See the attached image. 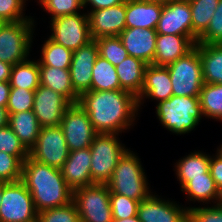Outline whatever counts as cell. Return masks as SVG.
Returning a JSON list of instances; mask_svg holds the SVG:
<instances>
[{
  "mask_svg": "<svg viewBox=\"0 0 222 222\" xmlns=\"http://www.w3.org/2000/svg\"><path fill=\"white\" fill-rule=\"evenodd\" d=\"M78 103L98 133L121 134L129 130L140 111L137 98L125 90L88 91Z\"/></svg>",
  "mask_w": 222,
  "mask_h": 222,
  "instance_id": "1",
  "label": "cell"
},
{
  "mask_svg": "<svg viewBox=\"0 0 222 222\" xmlns=\"http://www.w3.org/2000/svg\"><path fill=\"white\" fill-rule=\"evenodd\" d=\"M31 193L37 213L69 204L73 191L66 184L61 169L39 163L30 156L22 164V179Z\"/></svg>",
  "mask_w": 222,
  "mask_h": 222,
  "instance_id": "2",
  "label": "cell"
},
{
  "mask_svg": "<svg viewBox=\"0 0 222 222\" xmlns=\"http://www.w3.org/2000/svg\"><path fill=\"white\" fill-rule=\"evenodd\" d=\"M156 116L161 125L168 131L182 135L195 130L204 117L200 98L174 96L156 105Z\"/></svg>",
  "mask_w": 222,
  "mask_h": 222,
  "instance_id": "3",
  "label": "cell"
},
{
  "mask_svg": "<svg viewBox=\"0 0 222 222\" xmlns=\"http://www.w3.org/2000/svg\"><path fill=\"white\" fill-rule=\"evenodd\" d=\"M130 148L120 158L114 168L112 178L106 183L110 193L124 195L142 201L153 192L150 191L141 159Z\"/></svg>",
  "mask_w": 222,
  "mask_h": 222,
  "instance_id": "4",
  "label": "cell"
},
{
  "mask_svg": "<svg viewBox=\"0 0 222 222\" xmlns=\"http://www.w3.org/2000/svg\"><path fill=\"white\" fill-rule=\"evenodd\" d=\"M116 133H98L93 139L90 152L91 178L94 183H107L120 158L128 150Z\"/></svg>",
  "mask_w": 222,
  "mask_h": 222,
  "instance_id": "5",
  "label": "cell"
},
{
  "mask_svg": "<svg viewBox=\"0 0 222 222\" xmlns=\"http://www.w3.org/2000/svg\"><path fill=\"white\" fill-rule=\"evenodd\" d=\"M174 96L199 97L204 85L199 43L183 57L166 65Z\"/></svg>",
  "mask_w": 222,
  "mask_h": 222,
  "instance_id": "6",
  "label": "cell"
},
{
  "mask_svg": "<svg viewBox=\"0 0 222 222\" xmlns=\"http://www.w3.org/2000/svg\"><path fill=\"white\" fill-rule=\"evenodd\" d=\"M34 20L6 22L0 28V60L11 65L27 60L33 43Z\"/></svg>",
  "mask_w": 222,
  "mask_h": 222,
  "instance_id": "7",
  "label": "cell"
},
{
  "mask_svg": "<svg viewBox=\"0 0 222 222\" xmlns=\"http://www.w3.org/2000/svg\"><path fill=\"white\" fill-rule=\"evenodd\" d=\"M80 222H113L110 190L105 183H94L73 191Z\"/></svg>",
  "mask_w": 222,
  "mask_h": 222,
  "instance_id": "8",
  "label": "cell"
},
{
  "mask_svg": "<svg viewBox=\"0 0 222 222\" xmlns=\"http://www.w3.org/2000/svg\"><path fill=\"white\" fill-rule=\"evenodd\" d=\"M31 193L22 180L3 182L0 222H37Z\"/></svg>",
  "mask_w": 222,
  "mask_h": 222,
  "instance_id": "9",
  "label": "cell"
},
{
  "mask_svg": "<svg viewBox=\"0 0 222 222\" xmlns=\"http://www.w3.org/2000/svg\"><path fill=\"white\" fill-rule=\"evenodd\" d=\"M51 35L54 42L75 51L88 44L91 38L87 13H75L50 20Z\"/></svg>",
  "mask_w": 222,
  "mask_h": 222,
  "instance_id": "10",
  "label": "cell"
},
{
  "mask_svg": "<svg viewBox=\"0 0 222 222\" xmlns=\"http://www.w3.org/2000/svg\"><path fill=\"white\" fill-rule=\"evenodd\" d=\"M70 151L60 126L41 127L35 146L29 156L43 164L61 169Z\"/></svg>",
  "mask_w": 222,
  "mask_h": 222,
  "instance_id": "11",
  "label": "cell"
},
{
  "mask_svg": "<svg viewBox=\"0 0 222 222\" xmlns=\"http://www.w3.org/2000/svg\"><path fill=\"white\" fill-rule=\"evenodd\" d=\"M59 126L63 131L69 151L90 147L98 134L88 113L79 103L71 104L66 109Z\"/></svg>",
  "mask_w": 222,
  "mask_h": 222,
  "instance_id": "12",
  "label": "cell"
},
{
  "mask_svg": "<svg viewBox=\"0 0 222 222\" xmlns=\"http://www.w3.org/2000/svg\"><path fill=\"white\" fill-rule=\"evenodd\" d=\"M160 197L152 193L139 202L137 216L141 222H189V206Z\"/></svg>",
  "mask_w": 222,
  "mask_h": 222,
  "instance_id": "13",
  "label": "cell"
},
{
  "mask_svg": "<svg viewBox=\"0 0 222 222\" xmlns=\"http://www.w3.org/2000/svg\"><path fill=\"white\" fill-rule=\"evenodd\" d=\"M71 103L59 93L39 85L35 90L33 112L41 127L59 126Z\"/></svg>",
  "mask_w": 222,
  "mask_h": 222,
  "instance_id": "14",
  "label": "cell"
},
{
  "mask_svg": "<svg viewBox=\"0 0 222 222\" xmlns=\"http://www.w3.org/2000/svg\"><path fill=\"white\" fill-rule=\"evenodd\" d=\"M156 31L159 34L183 35L193 38L189 1L169 0L163 4Z\"/></svg>",
  "mask_w": 222,
  "mask_h": 222,
  "instance_id": "15",
  "label": "cell"
},
{
  "mask_svg": "<svg viewBox=\"0 0 222 222\" xmlns=\"http://www.w3.org/2000/svg\"><path fill=\"white\" fill-rule=\"evenodd\" d=\"M98 56L99 49L95 40L73 51L69 72L74 92L79 97L91 91L92 69Z\"/></svg>",
  "mask_w": 222,
  "mask_h": 222,
  "instance_id": "16",
  "label": "cell"
},
{
  "mask_svg": "<svg viewBox=\"0 0 222 222\" xmlns=\"http://www.w3.org/2000/svg\"><path fill=\"white\" fill-rule=\"evenodd\" d=\"M91 38L118 36L125 28L126 2L87 11Z\"/></svg>",
  "mask_w": 222,
  "mask_h": 222,
  "instance_id": "17",
  "label": "cell"
},
{
  "mask_svg": "<svg viewBox=\"0 0 222 222\" xmlns=\"http://www.w3.org/2000/svg\"><path fill=\"white\" fill-rule=\"evenodd\" d=\"M128 55L141 59L146 64L153 63L157 31L149 28H125L119 35Z\"/></svg>",
  "mask_w": 222,
  "mask_h": 222,
  "instance_id": "18",
  "label": "cell"
},
{
  "mask_svg": "<svg viewBox=\"0 0 222 222\" xmlns=\"http://www.w3.org/2000/svg\"><path fill=\"white\" fill-rule=\"evenodd\" d=\"M91 158L90 147L70 151L61 172L66 184L72 191L94 184L90 170Z\"/></svg>",
  "mask_w": 222,
  "mask_h": 222,
  "instance_id": "19",
  "label": "cell"
},
{
  "mask_svg": "<svg viewBox=\"0 0 222 222\" xmlns=\"http://www.w3.org/2000/svg\"><path fill=\"white\" fill-rule=\"evenodd\" d=\"M173 95L169 70L166 66L147 65L144 85L137 97L138 108L149 98L157 103L169 99Z\"/></svg>",
  "mask_w": 222,
  "mask_h": 222,
  "instance_id": "20",
  "label": "cell"
},
{
  "mask_svg": "<svg viewBox=\"0 0 222 222\" xmlns=\"http://www.w3.org/2000/svg\"><path fill=\"white\" fill-rule=\"evenodd\" d=\"M197 42L190 36L157 33L152 65L166 66L190 52Z\"/></svg>",
  "mask_w": 222,
  "mask_h": 222,
  "instance_id": "21",
  "label": "cell"
},
{
  "mask_svg": "<svg viewBox=\"0 0 222 222\" xmlns=\"http://www.w3.org/2000/svg\"><path fill=\"white\" fill-rule=\"evenodd\" d=\"M162 9V3L126 0V28L156 29Z\"/></svg>",
  "mask_w": 222,
  "mask_h": 222,
  "instance_id": "22",
  "label": "cell"
},
{
  "mask_svg": "<svg viewBox=\"0 0 222 222\" xmlns=\"http://www.w3.org/2000/svg\"><path fill=\"white\" fill-rule=\"evenodd\" d=\"M147 65L141 59L129 55L119 63L115 68L122 90L130 92L137 98L144 85Z\"/></svg>",
  "mask_w": 222,
  "mask_h": 222,
  "instance_id": "23",
  "label": "cell"
},
{
  "mask_svg": "<svg viewBox=\"0 0 222 222\" xmlns=\"http://www.w3.org/2000/svg\"><path fill=\"white\" fill-rule=\"evenodd\" d=\"M39 71L40 85L59 93L71 104L78 103L79 96L74 92L69 69L39 66Z\"/></svg>",
  "mask_w": 222,
  "mask_h": 222,
  "instance_id": "24",
  "label": "cell"
},
{
  "mask_svg": "<svg viewBox=\"0 0 222 222\" xmlns=\"http://www.w3.org/2000/svg\"><path fill=\"white\" fill-rule=\"evenodd\" d=\"M189 201L205 204L222 202V194L218 190L210 170L205 177H188V183L181 189Z\"/></svg>",
  "mask_w": 222,
  "mask_h": 222,
  "instance_id": "25",
  "label": "cell"
},
{
  "mask_svg": "<svg viewBox=\"0 0 222 222\" xmlns=\"http://www.w3.org/2000/svg\"><path fill=\"white\" fill-rule=\"evenodd\" d=\"M8 115V125L18 136L25 148L30 151L35 146L41 130V126L33 110Z\"/></svg>",
  "mask_w": 222,
  "mask_h": 222,
  "instance_id": "26",
  "label": "cell"
},
{
  "mask_svg": "<svg viewBox=\"0 0 222 222\" xmlns=\"http://www.w3.org/2000/svg\"><path fill=\"white\" fill-rule=\"evenodd\" d=\"M210 154L198 150L179 159L175 163V173L181 189L188 183V177H205L209 171Z\"/></svg>",
  "mask_w": 222,
  "mask_h": 222,
  "instance_id": "27",
  "label": "cell"
},
{
  "mask_svg": "<svg viewBox=\"0 0 222 222\" xmlns=\"http://www.w3.org/2000/svg\"><path fill=\"white\" fill-rule=\"evenodd\" d=\"M203 81L222 84V44L199 43Z\"/></svg>",
  "mask_w": 222,
  "mask_h": 222,
  "instance_id": "28",
  "label": "cell"
},
{
  "mask_svg": "<svg viewBox=\"0 0 222 222\" xmlns=\"http://www.w3.org/2000/svg\"><path fill=\"white\" fill-rule=\"evenodd\" d=\"M9 83L11 87L36 90L40 85V71L37 60L16 63L12 66Z\"/></svg>",
  "mask_w": 222,
  "mask_h": 222,
  "instance_id": "29",
  "label": "cell"
},
{
  "mask_svg": "<svg viewBox=\"0 0 222 222\" xmlns=\"http://www.w3.org/2000/svg\"><path fill=\"white\" fill-rule=\"evenodd\" d=\"M122 90L116 68L98 56L92 69L91 91Z\"/></svg>",
  "mask_w": 222,
  "mask_h": 222,
  "instance_id": "30",
  "label": "cell"
},
{
  "mask_svg": "<svg viewBox=\"0 0 222 222\" xmlns=\"http://www.w3.org/2000/svg\"><path fill=\"white\" fill-rule=\"evenodd\" d=\"M73 51L61 44L54 42L48 37L41 47V58L38 59L39 66H50L61 69H69L71 66Z\"/></svg>",
  "mask_w": 222,
  "mask_h": 222,
  "instance_id": "31",
  "label": "cell"
},
{
  "mask_svg": "<svg viewBox=\"0 0 222 222\" xmlns=\"http://www.w3.org/2000/svg\"><path fill=\"white\" fill-rule=\"evenodd\" d=\"M189 3L193 24V39L197 42L198 37L207 29L219 0H190Z\"/></svg>",
  "mask_w": 222,
  "mask_h": 222,
  "instance_id": "32",
  "label": "cell"
},
{
  "mask_svg": "<svg viewBox=\"0 0 222 222\" xmlns=\"http://www.w3.org/2000/svg\"><path fill=\"white\" fill-rule=\"evenodd\" d=\"M199 98L203 116L222 121V84L204 83Z\"/></svg>",
  "mask_w": 222,
  "mask_h": 222,
  "instance_id": "33",
  "label": "cell"
},
{
  "mask_svg": "<svg viewBox=\"0 0 222 222\" xmlns=\"http://www.w3.org/2000/svg\"><path fill=\"white\" fill-rule=\"evenodd\" d=\"M95 41L98 45L99 56L108 60L114 67L128 56L118 36L100 37Z\"/></svg>",
  "mask_w": 222,
  "mask_h": 222,
  "instance_id": "34",
  "label": "cell"
},
{
  "mask_svg": "<svg viewBox=\"0 0 222 222\" xmlns=\"http://www.w3.org/2000/svg\"><path fill=\"white\" fill-rule=\"evenodd\" d=\"M0 151L16 156L22 163L29 157V151L9 125L0 128Z\"/></svg>",
  "mask_w": 222,
  "mask_h": 222,
  "instance_id": "35",
  "label": "cell"
},
{
  "mask_svg": "<svg viewBox=\"0 0 222 222\" xmlns=\"http://www.w3.org/2000/svg\"><path fill=\"white\" fill-rule=\"evenodd\" d=\"M37 3L44 8L43 11L51 15V20L84 10L83 0H40Z\"/></svg>",
  "mask_w": 222,
  "mask_h": 222,
  "instance_id": "36",
  "label": "cell"
},
{
  "mask_svg": "<svg viewBox=\"0 0 222 222\" xmlns=\"http://www.w3.org/2000/svg\"><path fill=\"white\" fill-rule=\"evenodd\" d=\"M37 222H80L76 204H69L47 209L38 213Z\"/></svg>",
  "mask_w": 222,
  "mask_h": 222,
  "instance_id": "37",
  "label": "cell"
},
{
  "mask_svg": "<svg viewBox=\"0 0 222 222\" xmlns=\"http://www.w3.org/2000/svg\"><path fill=\"white\" fill-rule=\"evenodd\" d=\"M34 95L35 90L11 87L6 107L8 114L33 110Z\"/></svg>",
  "mask_w": 222,
  "mask_h": 222,
  "instance_id": "38",
  "label": "cell"
},
{
  "mask_svg": "<svg viewBox=\"0 0 222 222\" xmlns=\"http://www.w3.org/2000/svg\"><path fill=\"white\" fill-rule=\"evenodd\" d=\"M110 204L113 219H125L137 216L139 201L124 195L110 193Z\"/></svg>",
  "mask_w": 222,
  "mask_h": 222,
  "instance_id": "39",
  "label": "cell"
},
{
  "mask_svg": "<svg viewBox=\"0 0 222 222\" xmlns=\"http://www.w3.org/2000/svg\"><path fill=\"white\" fill-rule=\"evenodd\" d=\"M22 164L16 156L0 151V182L21 180Z\"/></svg>",
  "mask_w": 222,
  "mask_h": 222,
  "instance_id": "40",
  "label": "cell"
},
{
  "mask_svg": "<svg viewBox=\"0 0 222 222\" xmlns=\"http://www.w3.org/2000/svg\"><path fill=\"white\" fill-rule=\"evenodd\" d=\"M197 43L222 44V0H219L207 29L198 37Z\"/></svg>",
  "mask_w": 222,
  "mask_h": 222,
  "instance_id": "41",
  "label": "cell"
},
{
  "mask_svg": "<svg viewBox=\"0 0 222 222\" xmlns=\"http://www.w3.org/2000/svg\"><path fill=\"white\" fill-rule=\"evenodd\" d=\"M27 0H0V17L6 22H19L34 20L31 16H25V3Z\"/></svg>",
  "mask_w": 222,
  "mask_h": 222,
  "instance_id": "42",
  "label": "cell"
},
{
  "mask_svg": "<svg viewBox=\"0 0 222 222\" xmlns=\"http://www.w3.org/2000/svg\"><path fill=\"white\" fill-rule=\"evenodd\" d=\"M189 222H222V202L210 207H189Z\"/></svg>",
  "mask_w": 222,
  "mask_h": 222,
  "instance_id": "43",
  "label": "cell"
},
{
  "mask_svg": "<svg viewBox=\"0 0 222 222\" xmlns=\"http://www.w3.org/2000/svg\"><path fill=\"white\" fill-rule=\"evenodd\" d=\"M209 170L218 190L222 194V156L217 151L214 156L213 154L212 156L210 155Z\"/></svg>",
  "mask_w": 222,
  "mask_h": 222,
  "instance_id": "44",
  "label": "cell"
},
{
  "mask_svg": "<svg viewBox=\"0 0 222 222\" xmlns=\"http://www.w3.org/2000/svg\"><path fill=\"white\" fill-rule=\"evenodd\" d=\"M126 0H83V7L86 9L89 5L91 10L103 9L124 3Z\"/></svg>",
  "mask_w": 222,
  "mask_h": 222,
  "instance_id": "45",
  "label": "cell"
},
{
  "mask_svg": "<svg viewBox=\"0 0 222 222\" xmlns=\"http://www.w3.org/2000/svg\"><path fill=\"white\" fill-rule=\"evenodd\" d=\"M10 89L11 86L9 81L0 82V106L7 107Z\"/></svg>",
  "mask_w": 222,
  "mask_h": 222,
  "instance_id": "46",
  "label": "cell"
},
{
  "mask_svg": "<svg viewBox=\"0 0 222 222\" xmlns=\"http://www.w3.org/2000/svg\"><path fill=\"white\" fill-rule=\"evenodd\" d=\"M12 66L13 65L0 60V82L9 81Z\"/></svg>",
  "mask_w": 222,
  "mask_h": 222,
  "instance_id": "47",
  "label": "cell"
},
{
  "mask_svg": "<svg viewBox=\"0 0 222 222\" xmlns=\"http://www.w3.org/2000/svg\"><path fill=\"white\" fill-rule=\"evenodd\" d=\"M9 115L5 107L0 106V128L8 125Z\"/></svg>",
  "mask_w": 222,
  "mask_h": 222,
  "instance_id": "48",
  "label": "cell"
},
{
  "mask_svg": "<svg viewBox=\"0 0 222 222\" xmlns=\"http://www.w3.org/2000/svg\"><path fill=\"white\" fill-rule=\"evenodd\" d=\"M113 222H141V221L138 219V216H133L125 219H113Z\"/></svg>",
  "mask_w": 222,
  "mask_h": 222,
  "instance_id": "49",
  "label": "cell"
},
{
  "mask_svg": "<svg viewBox=\"0 0 222 222\" xmlns=\"http://www.w3.org/2000/svg\"><path fill=\"white\" fill-rule=\"evenodd\" d=\"M140 1L157 2V3L166 4L169 0H140Z\"/></svg>",
  "mask_w": 222,
  "mask_h": 222,
  "instance_id": "50",
  "label": "cell"
},
{
  "mask_svg": "<svg viewBox=\"0 0 222 222\" xmlns=\"http://www.w3.org/2000/svg\"><path fill=\"white\" fill-rule=\"evenodd\" d=\"M2 194H3V182H0V204L2 200Z\"/></svg>",
  "mask_w": 222,
  "mask_h": 222,
  "instance_id": "51",
  "label": "cell"
},
{
  "mask_svg": "<svg viewBox=\"0 0 222 222\" xmlns=\"http://www.w3.org/2000/svg\"><path fill=\"white\" fill-rule=\"evenodd\" d=\"M216 151L222 156V144L219 146V148L217 147Z\"/></svg>",
  "mask_w": 222,
  "mask_h": 222,
  "instance_id": "52",
  "label": "cell"
},
{
  "mask_svg": "<svg viewBox=\"0 0 222 222\" xmlns=\"http://www.w3.org/2000/svg\"><path fill=\"white\" fill-rule=\"evenodd\" d=\"M6 23L1 17H0V28Z\"/></svg>",
  "mask_w": 222,
  "mask_h": 222,
  "instance_id": "53",
  "label": "cell"
}]
</instances>
